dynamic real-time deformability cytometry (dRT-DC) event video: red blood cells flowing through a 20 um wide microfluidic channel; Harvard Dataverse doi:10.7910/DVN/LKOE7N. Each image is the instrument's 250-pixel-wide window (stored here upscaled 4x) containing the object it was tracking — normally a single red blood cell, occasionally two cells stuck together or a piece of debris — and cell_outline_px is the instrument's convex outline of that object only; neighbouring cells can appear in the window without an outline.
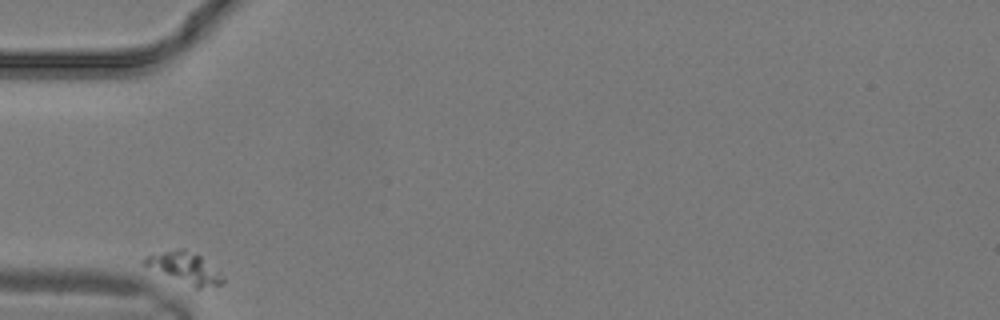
{"species": "common noctule bat (a hibernating species)", "species_latin": "Nyctalus noctula", "temperature_condition": "warm", "stored_images_in_passage": 17, "camera_frame_rate_fps": 3000, "um_per_image_px": 0.085, "animal": {"sex": "male", "body_mass_g": 19.2, "forearm_length_mm": 51.8}, "frame": {"image": 1, "passage_image": 1, "time_ms": 0.0, "image_size_px": [1000, 320], "cell_outline_px": [[224, 284], [200, 288], [196, 288], [144, 264], [140, 260], [148, 256], [180, 248], [184, 248], [200, 256], [220, 272], [224, 276]], "centroid_in_image_um": [15.79, 22.77], "position_along_channel_um": 69.2, "area_um2": 13.64}}
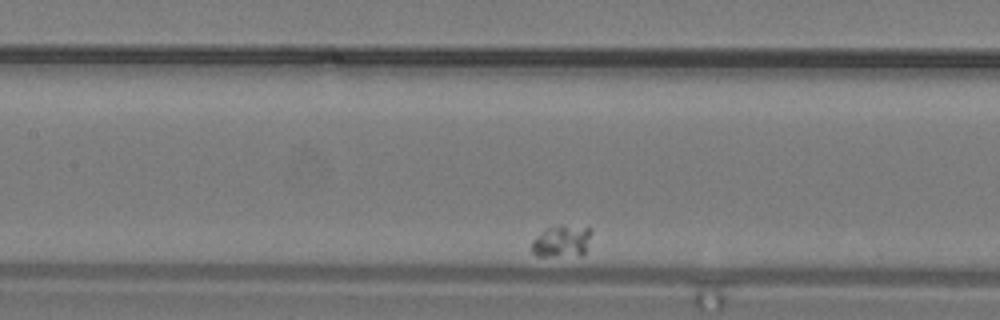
{"frame": {"image": 2, "passage_image": 6, "time_ms": 1.667, "image_size_px": [1000, 320], "cell_outline_px": [[592, 232], [584, 252], [580, 256], [536, 256], [532, 252], [532, 240], [536, 236], [548, 228], [560, 224], [564, 224], [592, 228]], "centroid_in_image_um": [47.75, 20.49], "position_along_channel_um": 159.6, "area_um2": 11.27}}
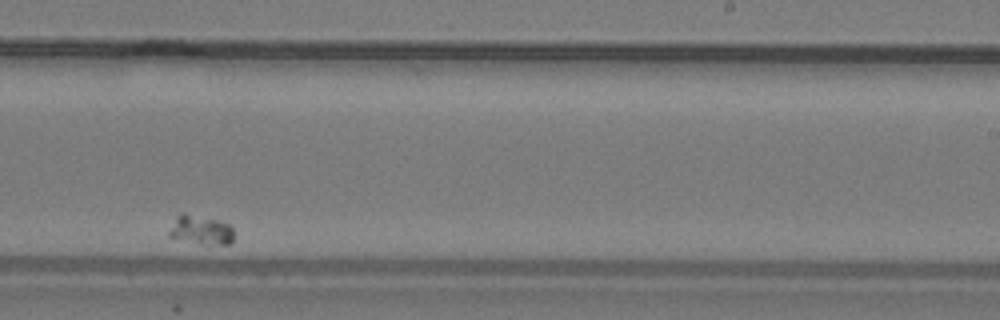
{"frame": {"image": 3, "passage_image": 12, "time_ms": 3.667, "image_size_px": [1000, 320], "cell_outline_px": [[232, 240], [228, 244], [220, 244], [168, 236], [168, 232], [176, 216], [180, 212], [184, 212], [216, 220], [228, 224], [232, 228]], "centroid_in_image_um": [17.04, 19.48], "position_along_channel_um": 272.0, "area_um2": 10.29}}